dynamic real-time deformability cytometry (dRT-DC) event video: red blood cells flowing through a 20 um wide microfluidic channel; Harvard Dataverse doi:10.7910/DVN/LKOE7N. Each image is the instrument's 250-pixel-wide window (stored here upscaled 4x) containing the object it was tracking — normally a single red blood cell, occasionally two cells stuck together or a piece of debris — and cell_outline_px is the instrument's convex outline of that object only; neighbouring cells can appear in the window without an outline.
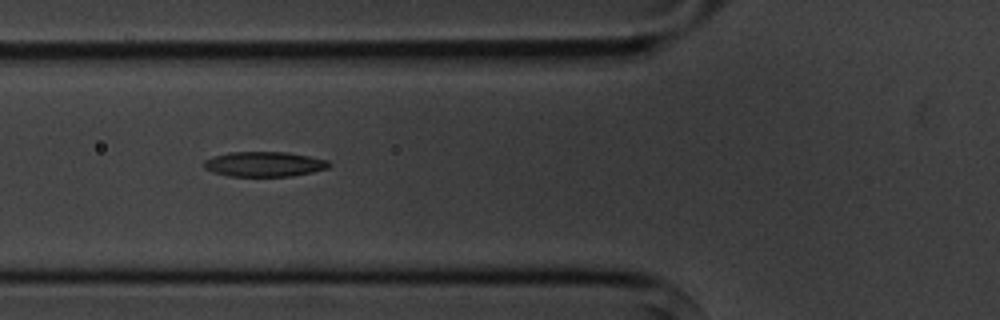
{"species": "common noctule bat (a hibernating species)", "species_latin": "Nyctalus noctula", "temperature_condition": "cold", "stored_images_in_passage": 4, "camera_frame_rate_fps": 3000, "um_per_image_px": 0.085, "animal": {"sex": "male", "body_mass_g": 20.1, "forearm_length_mm": 53.5}, "frame": {"image": 1, "passage_image": 3, "time_ms": 2.333, "image_size_px": [1000, 320], "cell_outline_px": [[332, 164], [328, 168], [312, 172], [292, 176], [228, 176], [212, 172], [204, 168], [204, 160], [228, 152], [288, 152], [328, 160]], "centroid_in_image_um": [22.47, 13.95], "position_along_channel_um": 103.3, "area_um2": 18.21}}
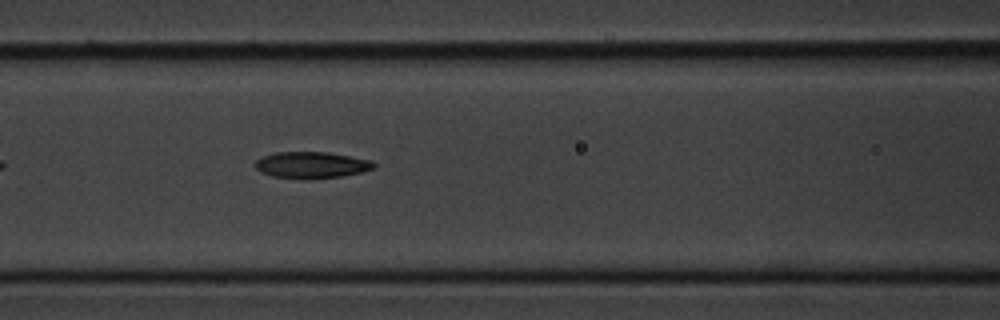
{"frame": {"image": 2, "passage_image": 4, "time_ms": 3.333, "image_size_px": [1000, 320], "cell_outline_px": [[376, 164], [372, 168], [360, 172], [340, 176], [308, 180], [300, 180], [272, 176], [260, 172], [256, 168], [256, 160], [264, 156], [276, 152], [328, 152], [372, 160]], "centroid_in_image_um": [26.45, 14.03], "position_along_channel_um": 140.1, "area_um2": 18.38}}